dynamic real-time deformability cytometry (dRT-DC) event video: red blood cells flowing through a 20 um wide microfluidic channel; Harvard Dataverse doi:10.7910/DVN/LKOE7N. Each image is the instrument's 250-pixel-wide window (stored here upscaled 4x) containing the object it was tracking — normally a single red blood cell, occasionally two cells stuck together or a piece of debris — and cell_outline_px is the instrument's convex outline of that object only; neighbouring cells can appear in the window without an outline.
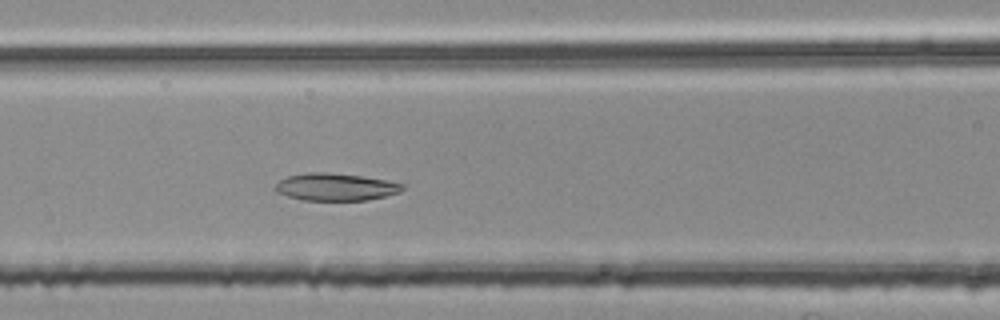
{"species": "common noctule bat (a hibernating species)", "species_latin": "Nyctalus noctula", "temperature_condition": "room temperature", "stored_images_in_passage": 44, "camera_frame_rate_fps": 3000, "um_per_image_px": 0.085, "animal": {"sex": "female", "body_mass_g": 25.1}, "frame": {"image": 1, "passage_image": 17, "time_ms": 5.333, "image_size_px": [1000, 320], "cell_outline_px": [[404, 188], [400, 192], [368, 200], [304, 200], [288, 196], [276, 192], [272, 188], [280, 180], [288, 176], [308, 172], [328, 172], [364, 176], [404, 184]], "centroid_in_image_um": [28.5, 15.88], "position_along_channel_um": 138.1, "area_um2": 20.29}}
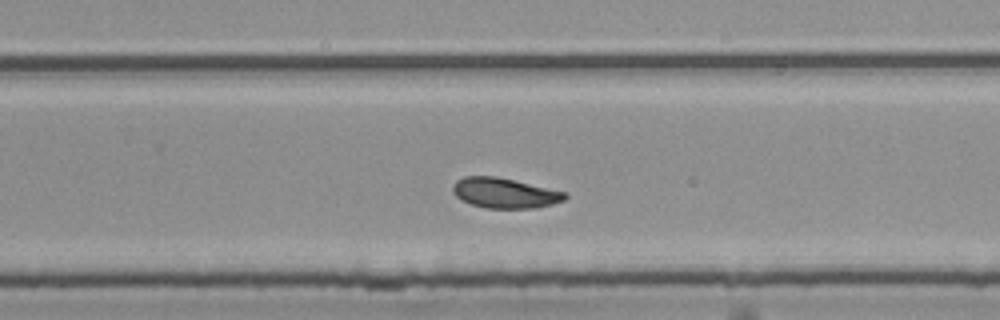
{"frame": {"image": 2, "passage_image": 29, "time_ms": 9.333, "image_size_px": [1000, 320], "cell_outline_px": [[568, 196], [564, 200], [552, 204], [536, 208], [484, 208], [460, 200], [452, 192], [452, 184], [456, 180], [464, 176], [496, 176], [564, 192]], "centroid_in_image_um": [42.83, 16.41], "position_along_channel_um": 287.0, "area_um2": 19.65}}
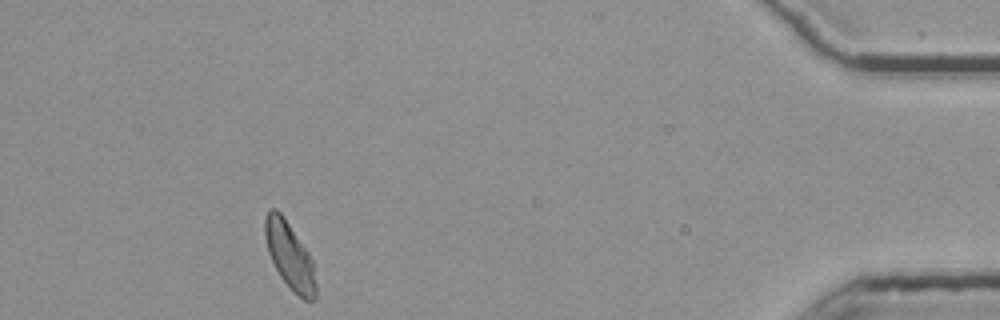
{"frame": {"image": 3, "passage_image": 44, "time_ms": 14.333, "image_size_px": [1000, 320], "cell_outline_px": [[316, 300], [304, 300], [292, 292], [280, 276], [268, 252], [264, 236], [264, 220], [268, 212], [272, 208], [276, 208], [280, 212], [308, 252], [312, 260], [316, 284]], "centroid_in_image_um": [24.62, 21.77], "position_along_channel_um": 410.6, "area_um2": 19.65}}